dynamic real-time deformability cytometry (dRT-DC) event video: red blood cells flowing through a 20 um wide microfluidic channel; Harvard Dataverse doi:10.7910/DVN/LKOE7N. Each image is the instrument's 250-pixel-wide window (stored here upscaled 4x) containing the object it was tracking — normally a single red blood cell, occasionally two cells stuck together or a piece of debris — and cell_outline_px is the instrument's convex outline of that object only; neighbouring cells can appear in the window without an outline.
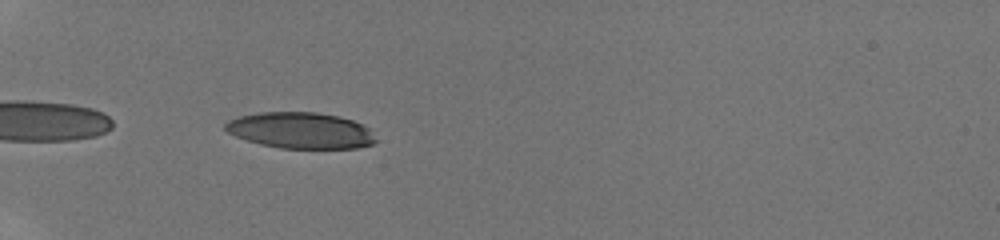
{"species": "human", "species_latin": "Homo sapiens", "temperature_condition": "room temperature", "stored_images_in_passage": 6, "camera_frame_rate_fps": 3000, "um_per_image_px": 0.085, "donor": {"sex": "male"}, "frame": {"image": 1, "passage_image": 5, "time_ms": 0.667, "image_size_px": [1000, 240], "cell_outline_px": [[376, 140], [372, 144], [356, 148], [280, 148], [260, 144], [236, 136], [228, 132], [224, 128], [224, 124], [228, 120], [240, 116], [260, 112], [316, 112], [340, 116], [364, 124], [368, 128]], "centroid_in_image_um": [25.54, 11.08], "position_along_channel_um": 59.5, "area_um2": 31.62}}